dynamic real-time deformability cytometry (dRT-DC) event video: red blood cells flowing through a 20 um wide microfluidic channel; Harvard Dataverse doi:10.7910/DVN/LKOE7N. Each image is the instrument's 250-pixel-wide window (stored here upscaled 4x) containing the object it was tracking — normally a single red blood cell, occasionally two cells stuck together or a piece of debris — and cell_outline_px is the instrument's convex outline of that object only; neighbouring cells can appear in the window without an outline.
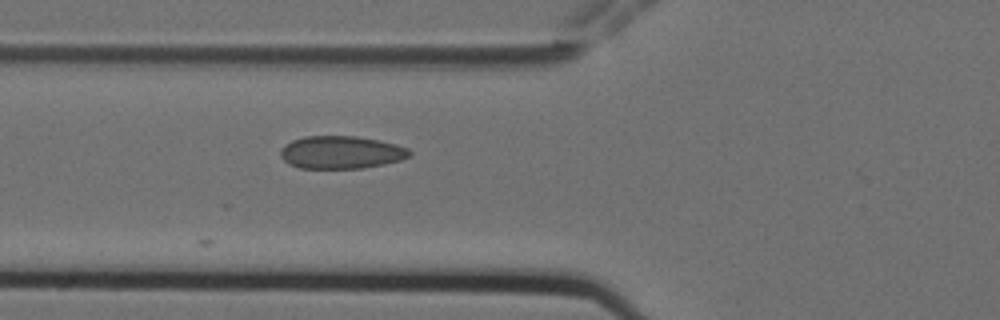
{"species": "Egyptian fruit bat (a non-hibernating species)", "species_latin": "Rousettus aegyptiacus", "temperature_condition": "cold", "stored_images_in_passage": 5, "camera_frame_rate_fps": 3000, "um_per_image_px": 0.085, "animal": {"sex": "female"}, "frame": {"image": 1, "passage_image": 5, "time_ms": 1.333, "image_size_px": [1000, 320], "cell_outline_px": [[412, 152], [408, 156], [400, 160], [384, 164], [360, 168], [300, 168], [288, 164], [280, 156], [280, 148], [284, 144], [292, 140], [304, 136], [356, 136], [380, 140], [396, 144], [408, 148]], "centroid_in_image_um": [28.96, 12.94], "position_along_channel_um": 96.8, "area_um2": 24.74}}